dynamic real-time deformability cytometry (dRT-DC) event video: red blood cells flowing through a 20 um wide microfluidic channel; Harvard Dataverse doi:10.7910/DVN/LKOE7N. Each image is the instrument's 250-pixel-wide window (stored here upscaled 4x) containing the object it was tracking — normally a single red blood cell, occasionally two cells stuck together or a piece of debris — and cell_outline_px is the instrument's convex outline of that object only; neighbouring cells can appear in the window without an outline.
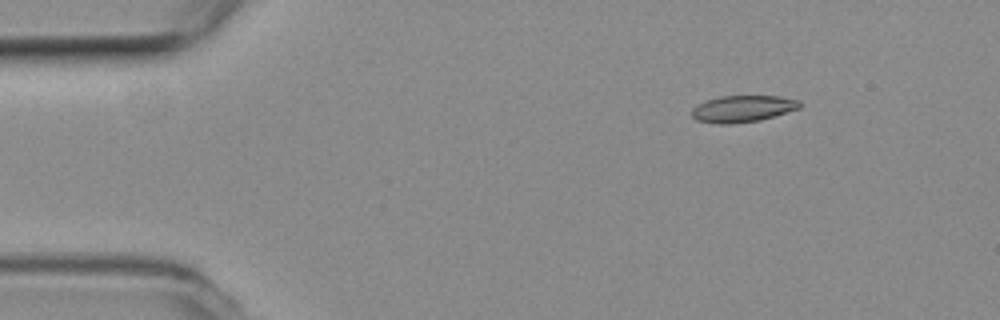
{"species": "common noctule bat (a hibernating species)", "species_latin": "Nyctalus noctula", "temperature_condition": "room temperature", "stored_images_in_passage": 4, "camera_frame_rate_fps": 3000, "um_per_image_px": 0.085, "animal": {"sex": "female", "body_mass_g": 19.3, "forearm_length_mm": 54.1}, "frame": {"image": 1, "passage_image": 2, "time_ms": 0.333, "image_size_px": [1000, 320], "cell_outline_px": [[804, 104], [800, 108], [760, 120], [732, 124], [716, 124], [696, 120], [692, 116], [692, 108], [708, 100], [720, 96], [780, 96], [800, 100]], "centroid_in_image_um": [63.17, 9.24], "position_along_channel_um": 21.8, "area_um2": 16.82}}